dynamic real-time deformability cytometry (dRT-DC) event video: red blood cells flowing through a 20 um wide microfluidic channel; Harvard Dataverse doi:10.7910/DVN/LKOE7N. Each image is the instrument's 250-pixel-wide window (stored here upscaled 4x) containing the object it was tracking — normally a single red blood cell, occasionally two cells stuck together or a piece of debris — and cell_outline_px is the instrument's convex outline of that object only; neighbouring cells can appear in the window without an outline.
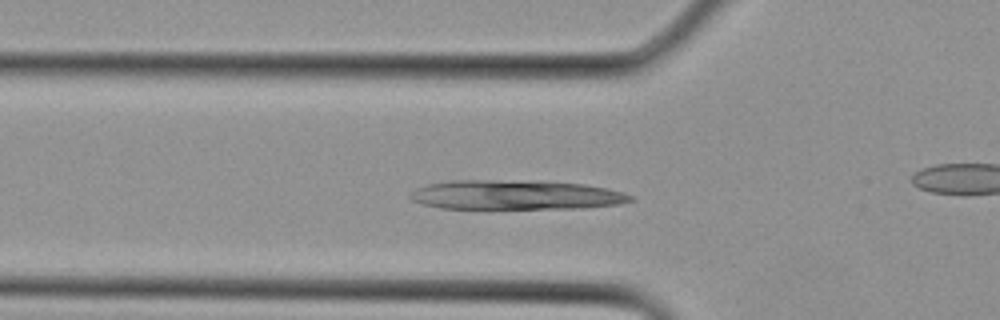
{"species": "Egyptian fruit bat (a non-hibernating species)", "species_latin": "Rousettus aegyptiacus", "temperature_condition": "cold", "stored_images_in_passage": 14, "segment_of_instrument_passage": [1, 2], "camera_frame_rate_fps": 3000, "um_per_image_px": 0.085, "animal": {"sex": "female"}, "frame": {"image": 1, "passage_image": 3, "time_ms": 0.667, "image_size_px": [1000, 320], "cell_outline_px": [[636, 200], [620, 204], [584, 208], [440, 208], [424, 204], [412, 200], [408, 196], [408, 192], [416, 188], [428, 184], [452, 180], [496, 180], [584, 184], [608, 188], [624, 192], [632, 196]], "centroid_in_image_um": [43.83, 16.57], "position_along_channel_um": 82.0, "area_um2": 37.63}}
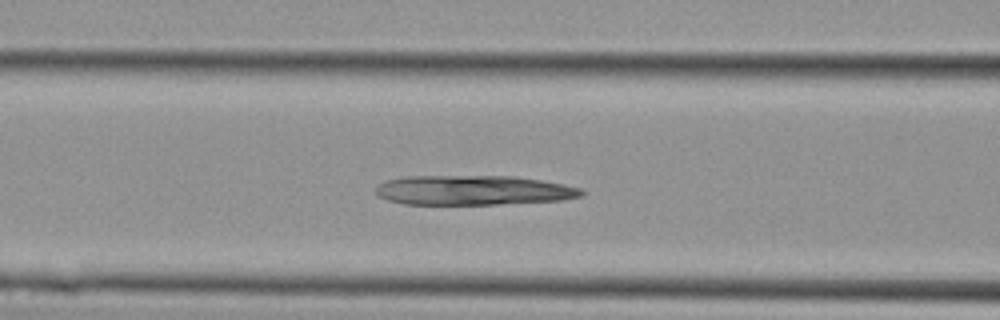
{"frame": {"image": 2, "passage_image": 5, "time_ms": 1.333, "image_size_px": [1000, 320], "cell_outline_px": [[584, 196], [560, 200], [496, 204], [404, 204], [388, 200], [380, 196], [376, 192], [376, 184], [388, 180], [404, 176], [512, 176], [540, 180], [580, 188], [584, 192]], "centroid_in_image_um": [40.2, 16.17], "position_along_channel_um": 126.4, "area_um2": 35.37}}
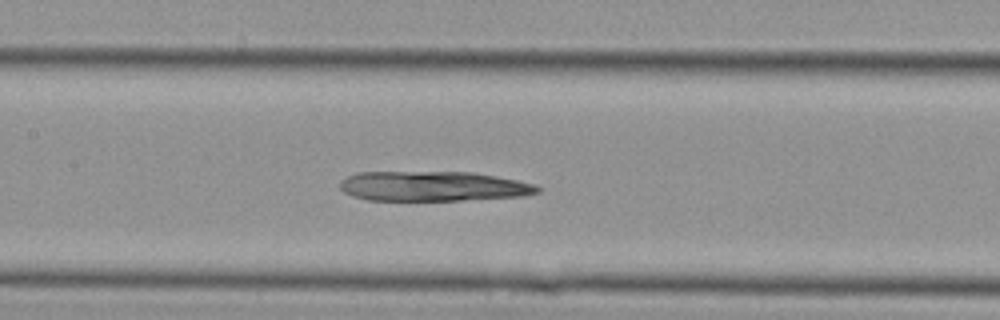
{"frame": {"image": 3, "passage_image": 7, "time_ms": 2.0, "image_size_px": [1000, 320], "cell_outline_px": [[544, 188], [540, 192], [524, 196], [460, 200], [368, 200], [352, 196], [344, 192], [340, 188], [340, 180], [348, 176], [360, 172], [472, 172], [496, 176], [536, 184]], "centroid_in_image_um": [36.85, 15.83], "position_along_channel_um": 170.5, "area_um2": 34.51}}